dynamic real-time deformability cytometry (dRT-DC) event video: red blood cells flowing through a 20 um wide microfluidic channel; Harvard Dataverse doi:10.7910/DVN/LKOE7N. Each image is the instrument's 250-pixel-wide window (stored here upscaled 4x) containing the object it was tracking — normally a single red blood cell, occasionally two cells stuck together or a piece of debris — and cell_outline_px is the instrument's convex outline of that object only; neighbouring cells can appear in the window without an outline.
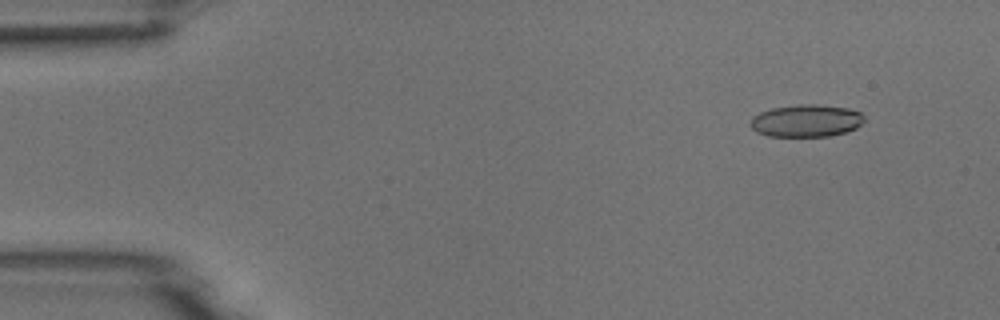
{"species": "common noctule bat (a hibernating species)", "species_latin": "Nyctalus noctula", "temperature_condition": "room temperature", "stored_images_in_passage": 5, "camera_frame_rate_fps": 3000, "um_per_image_px": 0.085, "animal": {"sex": "male", "body_mass_g": 18.8}, "frame": {"image": 1, "passage_image": 2, "time_ms": 1.333, "image_size_px": [1000, 320], "cell_outline_px": [[864, 120], [856, 128], [848, 132], [828, 136], [768, 136], [756, 132], [748, 124], [752, 116], [760, 112], [772, 108], [800, 104], [816, 104], [848, 108], [860, 112], [864, 116]], "centroid_in_image_um": [68.51, 10.26], "position_along_channel_um": 16.5, "area_um2": 21.62}}
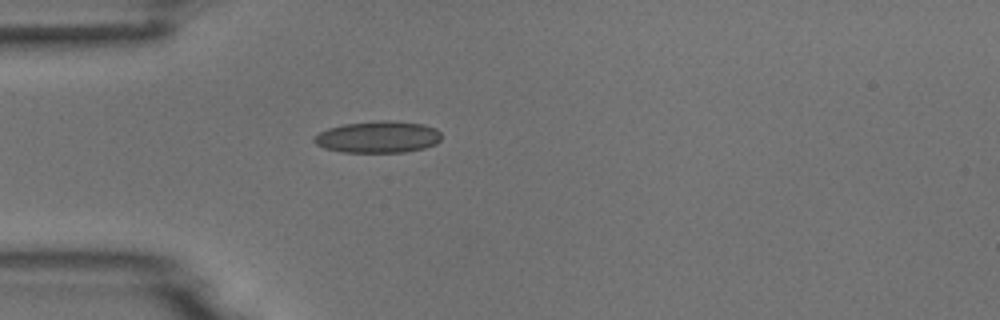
{"frame": {"image": 2, "passage_image": 5, "time_ms": 4.667, "image_size_px": [1000, 320], "cell_outline_px": [[440, 140], [436, 144], [424, 148], [404, 152], [340, 152], [324, 148], [316, 144], [312, 140], [320, 132], [328, 128], [344, 124], [380, 120], [392, 120], [424, 124], [436, 128], [440, 132]], "centroid_in_image_um": [32.14, 11.64], "position_along_channel_um": 52.9, "area_um2": 23.64}}